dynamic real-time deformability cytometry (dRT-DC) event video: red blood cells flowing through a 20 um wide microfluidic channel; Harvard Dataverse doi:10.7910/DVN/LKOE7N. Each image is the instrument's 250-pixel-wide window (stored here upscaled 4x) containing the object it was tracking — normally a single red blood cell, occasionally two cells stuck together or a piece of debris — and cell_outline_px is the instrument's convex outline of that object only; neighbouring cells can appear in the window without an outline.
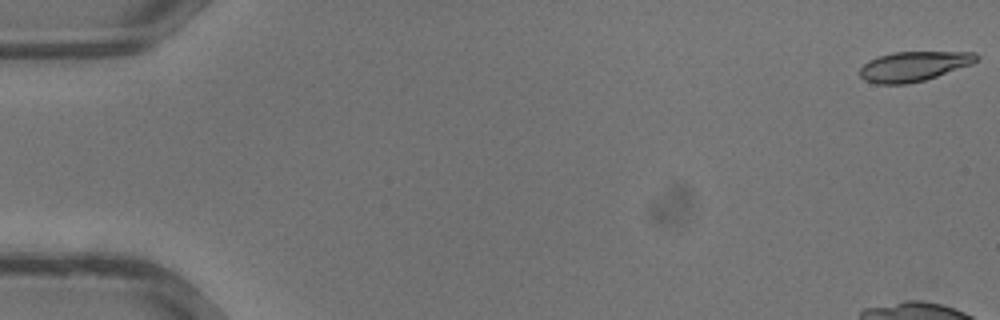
{"species": "common noctule bat (a hibernating species)", "species_latin": "Nyctalus noctula", "temperature_condition": "warm", "stored_images_in_passage": 10, "camera_frame_rate_fps": 3000, "um_per_image_px": 0.085, "animal": {"sex": "male", "body_mass_g": 13.3}, "frame": {"image": 1, "passage_image": 1, "time_ms": 0.0, "image_size_px": [1000, 320], "cell_outline_px": [[980, 56], [972, 64], [924, 80], [908, 84], [876, 84], [864, 80], [860, 76], [860, 68], [868, 60], [876, 56], [892, 52], [976, 52]], "centroid_in_image_um": [77.63, 5.63], "position_along_channel_um": 7.4, "area_um2": 20.29}}